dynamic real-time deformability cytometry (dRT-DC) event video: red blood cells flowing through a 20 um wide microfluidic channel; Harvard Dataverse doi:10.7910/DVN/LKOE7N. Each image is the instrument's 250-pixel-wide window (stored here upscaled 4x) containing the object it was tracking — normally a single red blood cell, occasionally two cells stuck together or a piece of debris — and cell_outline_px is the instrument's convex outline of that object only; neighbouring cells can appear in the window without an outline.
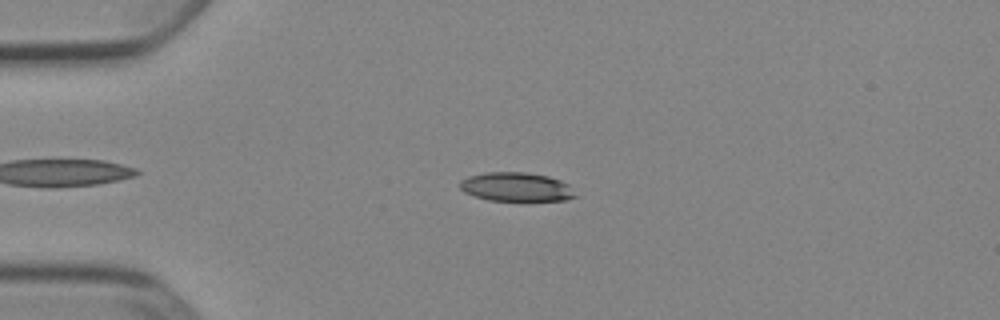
{"species": "Egyptian fruit bat (a non-hibernating species)", "species_latin": "Rousettus aegyptiacus", "temperature_condition": "cold", "stored_images_in_passage": 47, "camera_frame_rate_fps": 3000, "um_per_image_px": 0.085, "animal": {"sex": "female"}, "frame": {"image": 1, "passage_image": 12, "time_ms": 3.667, "image_size_px": [1000, 320], "cell_outline_px": [[580, 196], [564, 200], [488, 200], [464, 192], [460, 188], [460, 180], [468, 176], [484, 172], [524, 172], [548, 176], [560, 180], [568, 184]], "centroid_in_image_um": [43.9, 15.88], "position_along_channel_um": 41.1, "area_um2": 19.48}}
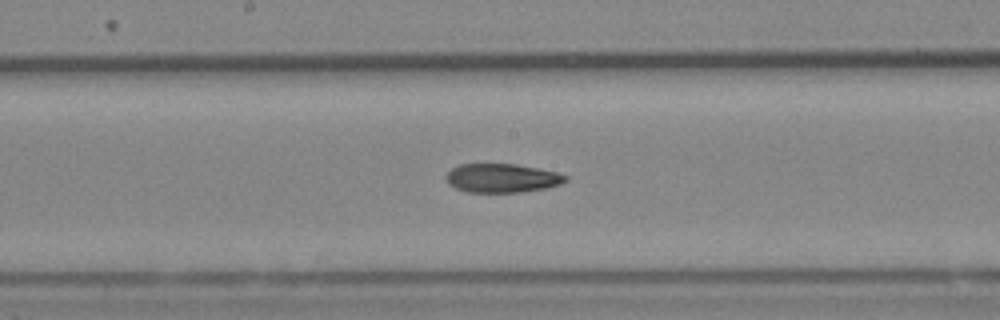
{"frame": {"image": 2, "passage_image": 27, "time_ms": 8.667, "image_size_px": [1000, 320], "cell_outline_px": [[568, 180], [560, 184], [548, 188], [520, 192], [468, 192], [456, 188], [448, 184], [444, 176], [452, 168], [460, 164], [516, 164], [556, 172], [568, 176]], "centroid_in_image_um": [42.66, 15.14], "position_along_channel_um": 205.5, "area_um2": 20.11}}
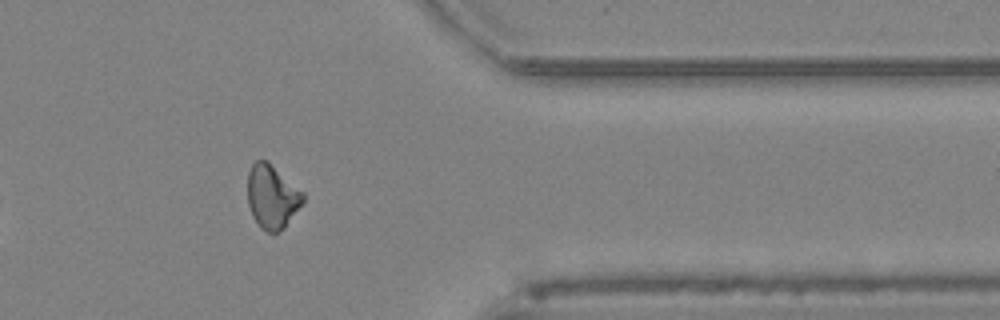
{"frame": {"image": 3, "passage_image": 42, "time_ms": 13.667, "image_size_px": [1000, 320], "cell_outline_px": [[304, 200], [284, 228], [280, 232], [268, 232], [260, 228], [252, 216], [248, 204], [248, 172], [252, 164], [256, 160], [268, 160], [304, 192]], "centroid_in_image_um": [23.12, 16.7], "position_along_channel_um": 388.3, "area_um2": 20.69}, "authors_computed_cell_mechanics": {"area_um2": 20.519, "velocity_mm_per_s": 3.9163, "shape_relaxation_time_tau1_ms": 3.4513, "shape_relaxation_time_tau2_ms": 5.4676, "deformation_change_tau1": 0.1331, "deformation_change_tau2": 0.1401}}